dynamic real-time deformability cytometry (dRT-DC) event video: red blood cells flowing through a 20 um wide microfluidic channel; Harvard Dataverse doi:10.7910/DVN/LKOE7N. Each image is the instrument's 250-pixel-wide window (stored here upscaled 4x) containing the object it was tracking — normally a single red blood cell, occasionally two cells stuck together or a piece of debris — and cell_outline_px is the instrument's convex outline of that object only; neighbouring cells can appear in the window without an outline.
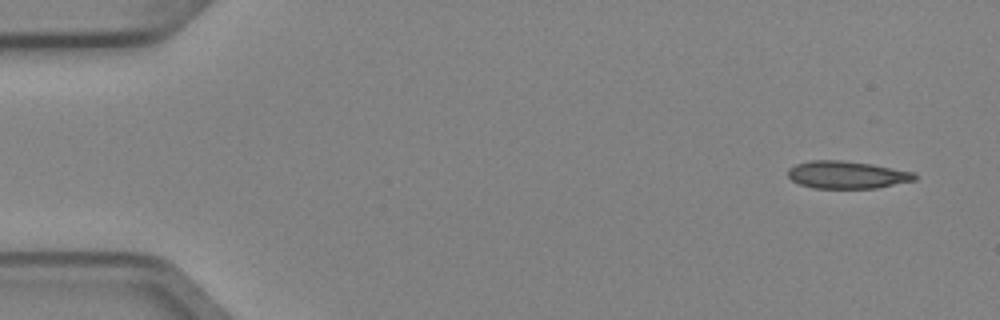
{"species": "Egyptian fruit bat (a non-hibernating species)", "species_latin": "Rousettus aegyptiacus", "temperature_condition": "cold", "stored_images_in_passage": 5, "camera_frame_rate_fps": 3000, "um_per_image_px": 0.085, "animal": {"sex": "female"}, "frame": {"image": 1, "passage_image": 1, "time_ms": 0.0, "image_size_px": [1000, 320], "cell_outline_px": [[916, 180], [876, 188], [812, 188], [800, 184], [792, 180], [788, 176], [788, 168], [796, 164], [808, 160], [840, 160], [872, 164], [916, 172]], "centroid_in_image_um": [71.99, 14.85], "position_along_channel_um": 13.0, "area_um2": 20.4}}
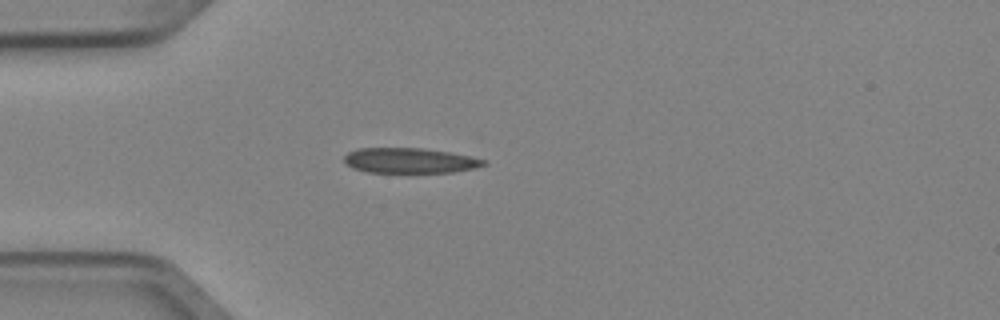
{"frame": {"image": 2, "passage_image": 4, "time_ms": 1.0, "image_size_px": [1000, 320], "cell_outline_px": [[488, 164], [472, 168], [452, 172], [368, 172], [352, 168], [344, 164], [344, 156], [348, 152], [356, 148], [424, 148], [452, 152], [488, 160]], "centroid_in_image_um": [34.82, 13.63], "position_along_channel_um": 50.2, "area_um2": 20.63}}